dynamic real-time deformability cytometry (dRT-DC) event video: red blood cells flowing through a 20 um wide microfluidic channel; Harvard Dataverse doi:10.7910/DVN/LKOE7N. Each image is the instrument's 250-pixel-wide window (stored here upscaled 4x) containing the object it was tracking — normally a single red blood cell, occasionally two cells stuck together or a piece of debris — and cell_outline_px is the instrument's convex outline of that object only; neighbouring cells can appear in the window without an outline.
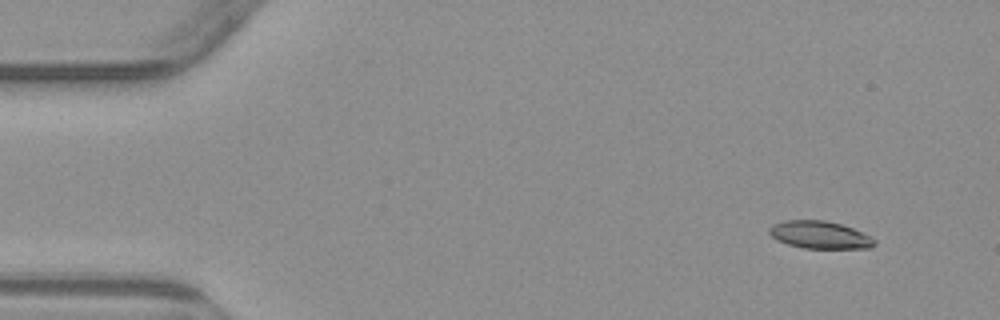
{"species": "common noctule bat (a hibernating species)", "species_latin": "Nyctalus noctula", "temperature_condition": "warm", "stored_images_in_passage": 5, "camera_frame_rate_fps": 3000, "um_per_image_px": 0.085, "animal": {"sex": "male", "body_mass_g": 23.1, "forearm_length_mm": 52.7}, "frame": {"image": 1, "passage_image": 2, "time_ms": 1.0, "image_size_px": [1000, 320], "cell_outline_px": [[876, 244], [872, 248], [804, 248], [788, 244], [776, 240], [768, 232], [768, 228], [772, 224], [784, 220], [824, 220], [840, 224], [852, 228], [876, 240]], "centroid_in_image_um": [69.64, 19.96], "position_along_channel_um": 15.4, "area_um2": 16.82}}
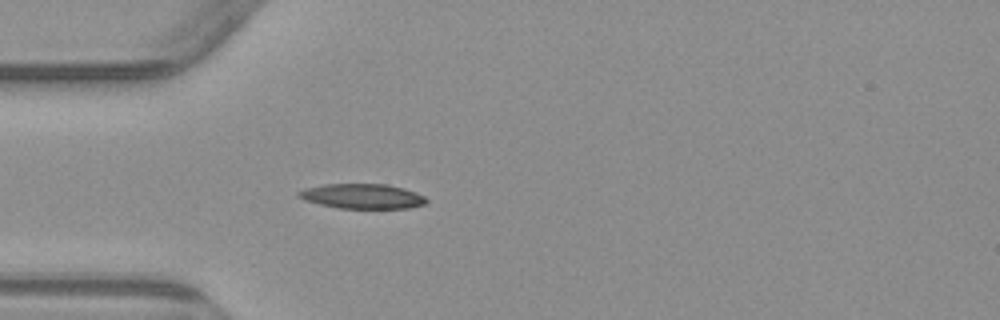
{"frame": {"image": 2, "passage_image": 5, "time_ms": 4.667, "image_size_px": [1000, 320], "cell_outline_px": [[428, 200], [424, 204], [408, 208], [336, 208], [304, 200], [296, 196], [296, 192], [304, 188], [324, 184], [384, 184], [404, 188], [416, 192], [424, 196]], "centroid_in_image_um": [30.76, 16.67], "position_along_channel_um": 54.2, "area_um2": 18.55}}